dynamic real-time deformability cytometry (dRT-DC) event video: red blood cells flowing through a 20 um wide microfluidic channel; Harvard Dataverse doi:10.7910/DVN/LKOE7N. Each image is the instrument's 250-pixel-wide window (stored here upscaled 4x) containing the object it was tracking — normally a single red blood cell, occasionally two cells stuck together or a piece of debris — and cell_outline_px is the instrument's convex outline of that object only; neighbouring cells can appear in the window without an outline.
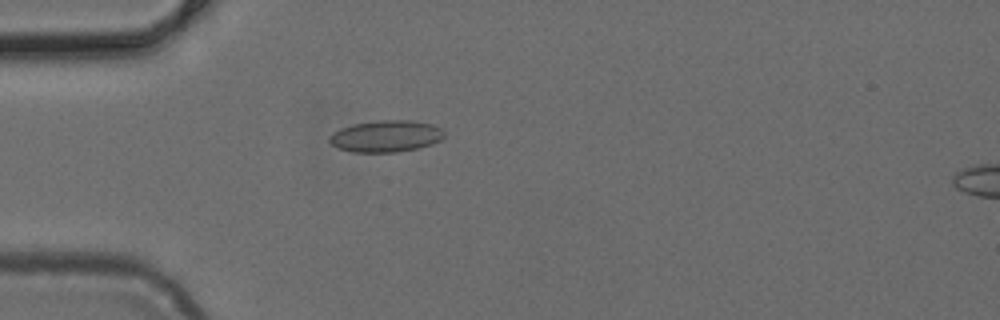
{"species": "common noctule bat (a hibernating species)", "species_latin": "Nyctalus noctula", "temperature_condition": "cold", "stored_images_in_passage": 20, "camera_frame_rate_fps": 3000, "um_per_image_px": 0.085, "animal": {"sex": "female", "body_mass_g": 24.6, "forearm_length_mm": 56.2}, "frame": {"image": 1, "passage_image": 14, "time_ms": 4.333, "image_size_px": [1000, 320], "cell_outline_px": [[444, 136], [440, 140], [432, 144], [420, 148], [396, 152], [352, 152], [336, 148], [328, 140], [328, 136], [332, 132], [340, 128], [352, 124], [380, 120], [412, 120], [432, 124], [440, 128], [444, 132]], "centroid_in_image_um": [32.78, 11.58], "position_along_channel_um": 52.2, "area_um2": 21.44}}
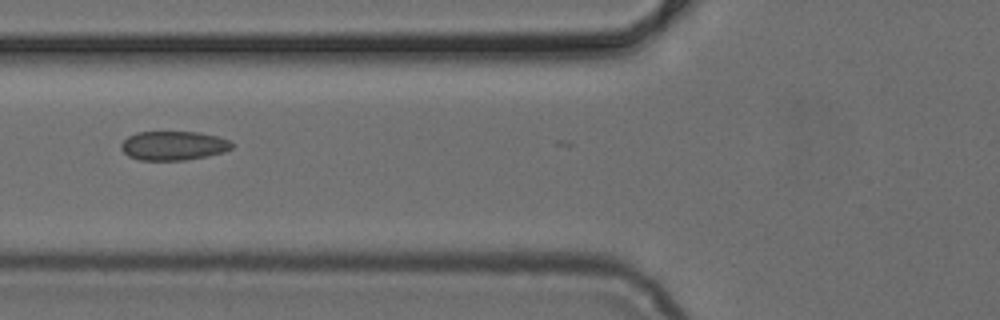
{"frame": {"image": 2, "passage_image": 19, "time_ms": 6.0, "image_size_px": [1000, 320], "cell_outline_px": [[232, 148], [224, 152], [208, 156], [184, 160], [140, 160], [128, 156], [120, 148], [120, 144], [128, 136], [136, 132], [200, 132], [216, 136], [228, 140], [232, 144]], "centroid_in_image_um": [14.72, 12.38], "position_along_channel_um": 111.1, "area_um2": 18.79}}